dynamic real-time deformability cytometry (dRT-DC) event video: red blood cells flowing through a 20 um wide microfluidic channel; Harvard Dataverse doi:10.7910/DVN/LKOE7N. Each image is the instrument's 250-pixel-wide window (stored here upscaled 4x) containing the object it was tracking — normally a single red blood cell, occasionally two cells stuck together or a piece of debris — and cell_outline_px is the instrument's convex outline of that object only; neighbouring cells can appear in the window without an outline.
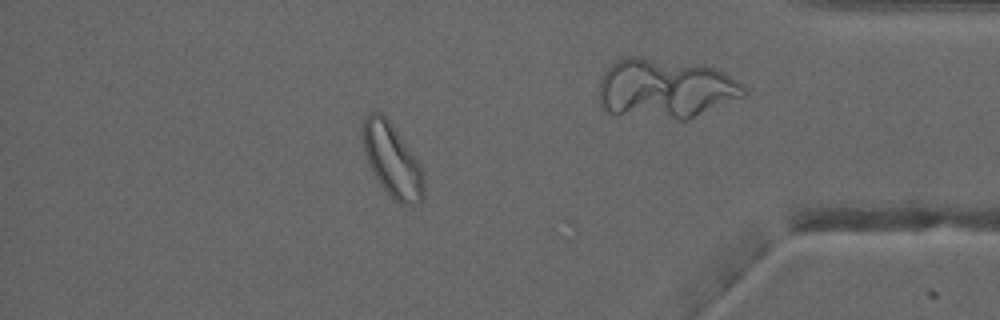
{"species": "common noctule bat (a hibernating species)", "species_latin": "Nyctalus noctula", "temperature_condition": "warm", "stored_images_in_passage": 53, "camera_frame_rate_fps": 3000, "um_per_image_px": 0.085, "animal": {"sex": "male", "forearm_length_mm": 52.5}, "frame": {"image": 1, "passage_image": 46, "time_ms": 15.0, "image_size_px": [1000, 320], "cell_outline_px": [[424, 196], [416, 204], [404, 204], [396, 200], [380, 184], [364, 152], [360, 132], [364, 116], [368, 112], [380, 112], [388, 120], [412, 152], [420, 164], [424, 172]], "centroid_in_image_um": [33.32, 13.57], "position_along_channel_um": 401.9, "area_um2": 25.78}, "authors_computed_cell_mechanics": {"area_um2": 27.6862, "velocity_mm_per_s": 4.0179, "shape_relaxation_time_tau1_ms": null, "shape_relaxation_time_tau2_ms": 2.3537, "deformation_change_tau1": null, "deformation_change_tau2": 0.0837}}